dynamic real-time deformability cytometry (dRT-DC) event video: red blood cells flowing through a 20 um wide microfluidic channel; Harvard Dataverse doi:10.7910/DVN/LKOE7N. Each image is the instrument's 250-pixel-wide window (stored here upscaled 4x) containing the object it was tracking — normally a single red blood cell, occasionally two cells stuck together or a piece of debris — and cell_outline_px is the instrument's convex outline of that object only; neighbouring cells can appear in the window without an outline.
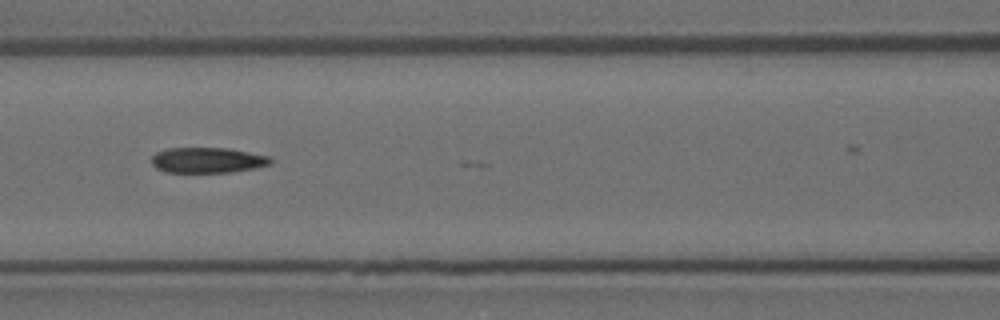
{"species": "Egyptian fruit bat (a non-hibernating species)", "species_latin": "Rousettus aegyptiacus", "temperature_condition": "room temperature", "stored_images_in_passage": 8, "camera_frame_rate_fps": 3000, "um_per_image_px": 0.085, "animal": {"sex": "female"}, "frame": {"image": 1, "passage_image": 6, "time_ms": 1.667, "image_size_px": [1000, 320], "cell_outline_px": [[272, 164], [256, 168], [228, 172], [164, 172], [156, 168], [152, 164], [152, 156], [156, 152], [168, 148], [228, 148], [268, 156], [272, 160]], "centroid_in_image_um": [17.63, 13.61], "position_along_channel_um": 149.0, "area_um2": 17.63}}